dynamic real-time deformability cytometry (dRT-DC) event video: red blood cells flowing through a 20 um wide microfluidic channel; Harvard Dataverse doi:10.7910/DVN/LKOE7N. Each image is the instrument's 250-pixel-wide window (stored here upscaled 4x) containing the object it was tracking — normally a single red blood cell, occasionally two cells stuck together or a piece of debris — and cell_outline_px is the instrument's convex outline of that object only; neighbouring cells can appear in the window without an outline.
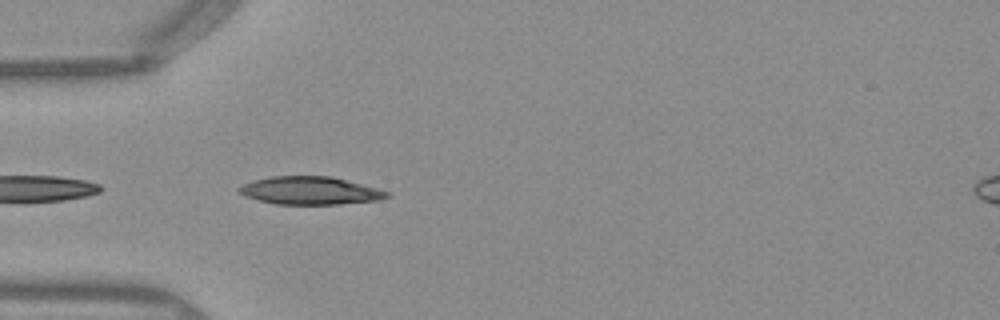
{"species": "Egyptian fruit bat (a non-hibernating species)", "species_latin": "Rousettus aegyptiacus", "temperature_condition": "warm", "stored_images_in_passage": 19, "camera_frame_rate_fps": 3000, "um_per_image_px": 0.085, "frame": {"image": 1, "passage_image": 2, "time_ms": 0.333, "image_size_px": [1000, 320], "cell_outline_px": [[392, 196], [376, 200], [336, 204], [276, 204], [256, 200], [244, 196], [236, 188], [244, 184], [256, 180], [272, 176], [332, 176], [380, 188], [388, 192]], "centroid_in_image_um": [26.38, 16.2], "position_along_channel_um": 58.6, "area_um2": 24.04}}
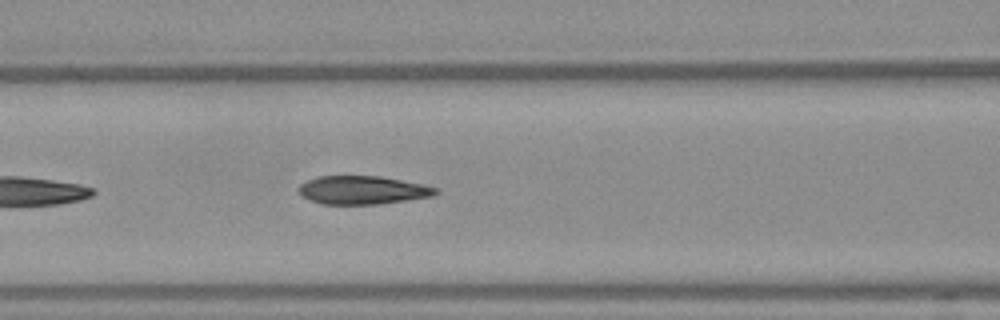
{"frame": {"image": 2, "passage_image": 8, "time_ms": 2.333, "image_size_px": [1000, 320], "cell_outline_px": [[440, 192], [432, 196], [376, 204], [320, 204], [308, 200], [300, 192], [300, 184], [316, 176], [380, 176], [440, 188]], "centroid_in_image_um": [30.81, 16.15], "position_along_channel_um": 135.8, "area_um2": 22.43}}
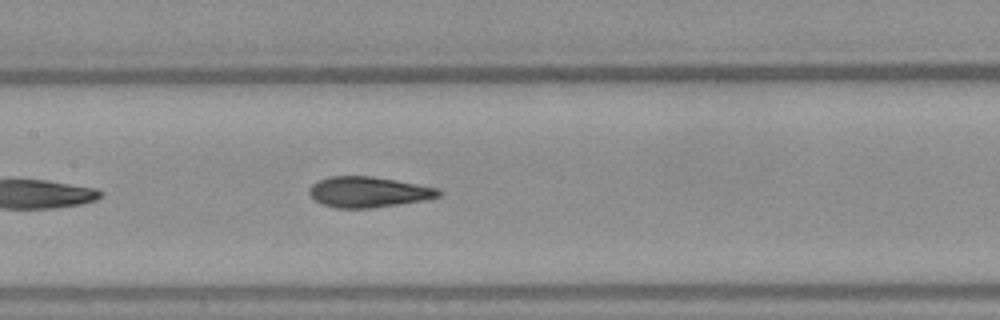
{"frame": {"image": 3, "passage_image": 11, "time_ms": 3.333, "image_size_px": [1000, 320], "cell_outline_px": [[444, 192], [440, 196], [424, 200], [372, 208], [336, 208], [324, 204], [316, 200], [308, 192], [308, 188], [312, 184], [328, 176], [372, 176], [396, 180], [440, 188]], "centroid_in_image_um": [31.35, 16.31], "position_along_channel_um": 176.1, "area_um2": 23.12}}